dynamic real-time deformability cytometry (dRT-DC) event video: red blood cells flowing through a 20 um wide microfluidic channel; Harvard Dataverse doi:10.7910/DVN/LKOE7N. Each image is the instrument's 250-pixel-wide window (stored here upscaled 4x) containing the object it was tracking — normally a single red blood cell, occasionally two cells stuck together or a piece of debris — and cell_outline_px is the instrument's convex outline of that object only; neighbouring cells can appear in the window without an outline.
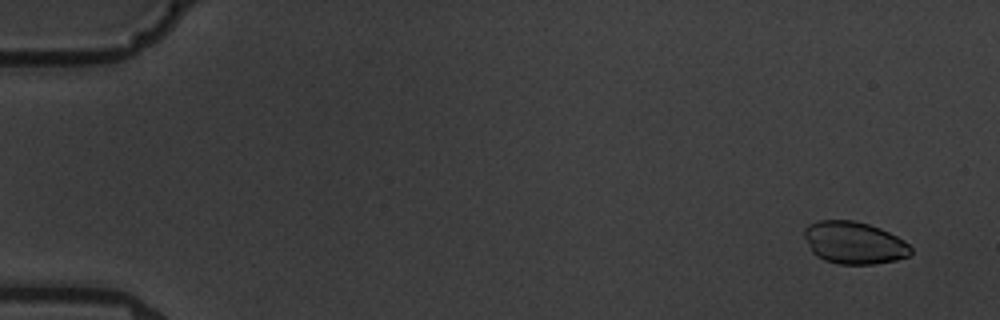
{"species": "common noctule bat (a hibernating species)", "species_latin": "Nyctalus noctula", "temperature_condition": "warm", "stored_images_in_passage": 15, "camera_frame_rate_fps": 3000, "um_per_image_px": 0.085, "animal": {"sex": "male", "body_mass_g": 19.5, "forearm_length_mm": 54.6}, "frame": {"image": 1, "passage_image": 1, "time_ms": 0.0, "image_size_px": [1000, 320], "cell_outline_px": [[912, 252], [908, 256], [896, 260], [872, 264], [840, 264], [824, 260], [816, 256], [812, 252], [804, 236], [804, 228], [808, 224], [816, 220], [852, 220], [868, 224], [880, 228], [904, 240], [912, 248]], "centroid_in_image_um": [72.58, 20.63], "position_along_channel_um": 12.4, "area_um2": 26.3}}
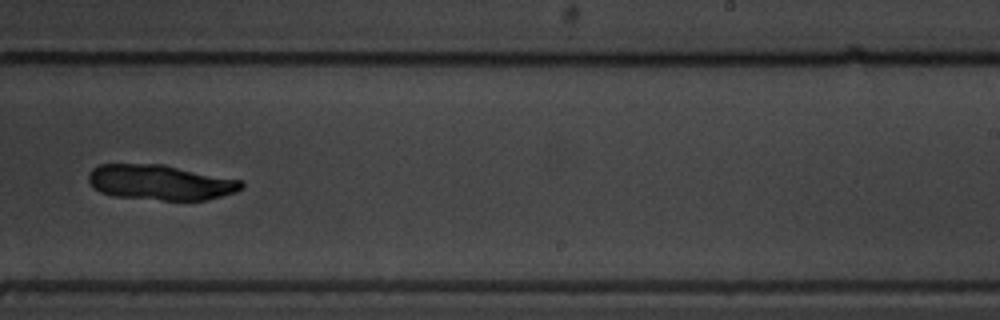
{"frame": {"image": 2, "passage_image": 10, "time_ms": 11.333, "image_size_px": [1000, 320], "cell_outline_px": [[244, 188], [236, 192], [208, 200], [164, 200], [112, 196], [100, 192], [92, 188], [88, 180], [88, 172], [92, 168], [100, 164], [164, 164], [244, 180]], "centroid_in_image_um": [13.65, 15.5], "position_along_channel_um": 275.3, "area_um2": 31.96}}
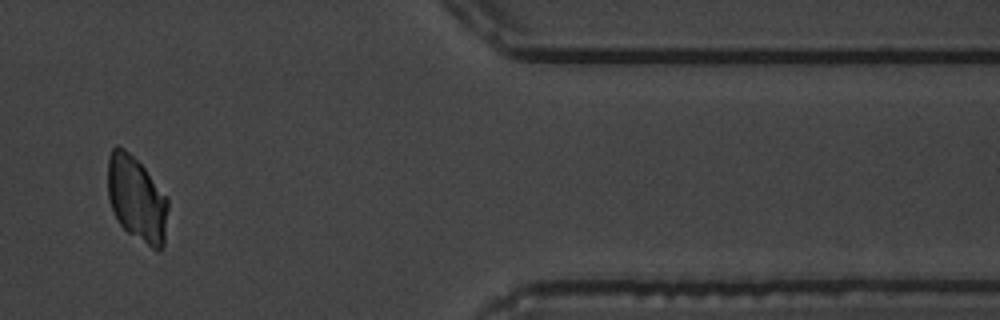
{"frame": {"image": 3, "passage_image": 14, "time_ms": 15.667, "image_size_px": [1000, 320], "cell_outline_px": [[168, 208], [164, 244], [160, 248], [152, 248], [128, 232], [120, 224], [108, 200], [108, 156], [112, 148], [116, 144], [124, 148], [144, 168], [168, 200]], "centroid_in_image_um": [11.6, 16.89], "position_along_channel_um": 399.8, "area_um2": 29.36}}